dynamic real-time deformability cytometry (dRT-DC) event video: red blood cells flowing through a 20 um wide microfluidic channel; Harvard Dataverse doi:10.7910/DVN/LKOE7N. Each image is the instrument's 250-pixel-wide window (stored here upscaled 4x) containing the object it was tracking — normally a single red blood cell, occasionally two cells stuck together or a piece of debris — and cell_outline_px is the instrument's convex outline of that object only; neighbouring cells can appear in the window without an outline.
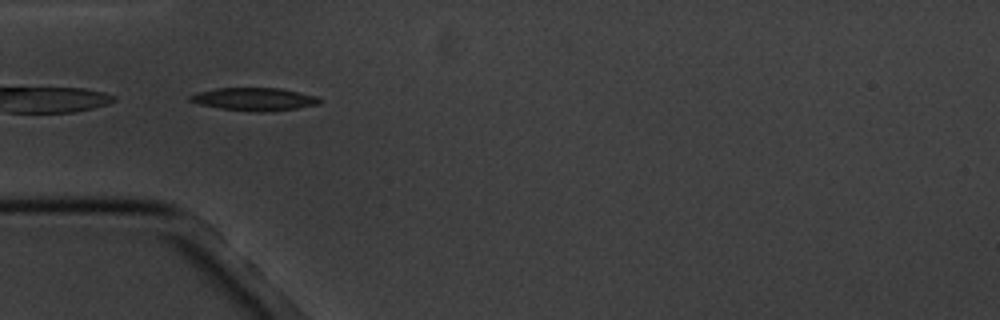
{"species": "common noctule bat (a hibernating species)", "species_latin": "Nyctalus noctula", "temperature_condition": "cold", "stored_images_in_passage": 6, "camera_frame_rate_fps": 3000, "um_per_image_px": 0.085, "animal": {"sex": "male", "body_mass_g": 20.1, "forearm_length_mm": 53.5}, "frame": {"image": 1, "passage_image": 5, "time_ms": 5.0, "image_size_px": [1000, 320], "cell_outline_px": [[320, 104], [296, 108], [264, 112], [252, 112], [220, 108], [200, 104], [188, 100], [188, 96], [196, 92], [216, 88], [280, 88], [316, 96], [320, 100]], "centroid_in_image_um": [21.57, 8.43], "position_along_channel_um": 63.4, "area_um2": 17.22}}
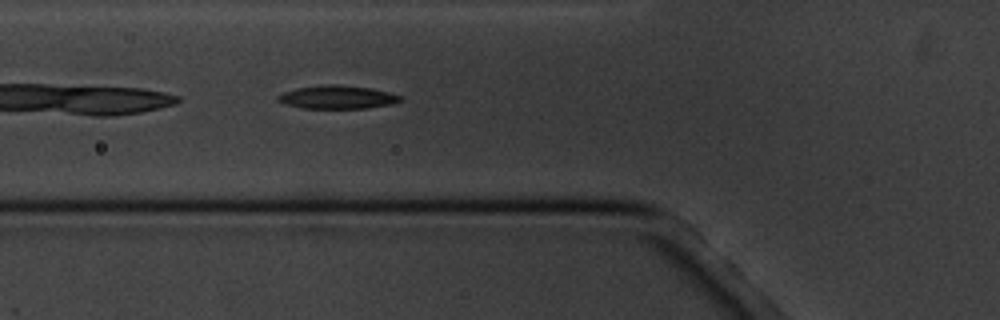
{"frame": {"image": 2, "passage_image": 6, "time_ms": 6.0, "image_size_px": [1000, 320], "cell_outline_px": [[404, 100], [392, 104], [368, 108], [304, 108], [284, 104], [276, 100], [276, 96], [284, 92], [296, 88], [324, 84], [332, 84], [372, 88], [404, 96]], "centroid_in_image_um": [28.7, 8.26], "position_along_channel_um": 97.1, "area_um2": 16.76}}